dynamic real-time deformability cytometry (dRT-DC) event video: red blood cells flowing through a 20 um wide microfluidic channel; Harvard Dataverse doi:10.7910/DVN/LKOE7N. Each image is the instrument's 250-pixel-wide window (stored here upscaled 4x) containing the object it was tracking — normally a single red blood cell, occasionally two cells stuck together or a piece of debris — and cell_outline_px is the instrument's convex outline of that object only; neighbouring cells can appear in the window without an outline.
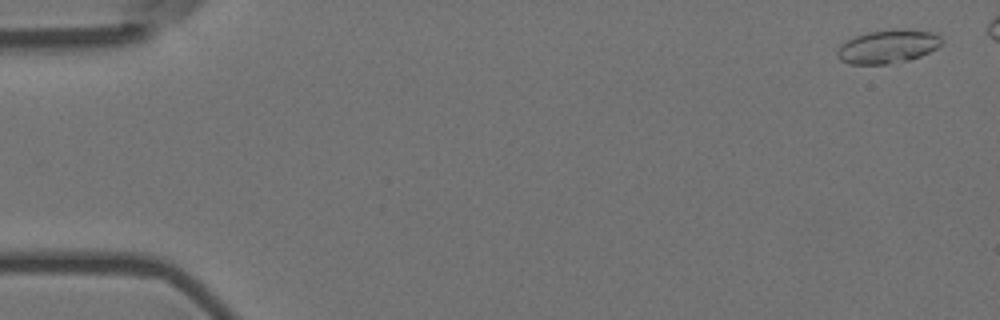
{"species": "Egyptian fruit bat (a non-hibernating species)", "species_latin": "Rousettus aegyptiacus", "temperature_condition": "room temperature", "stored_images_in_passage": 4, "camera_frame_rate_fps": 3000, "um_per_image_px": 0.085, "animal": {"sex": "female"}, "frame": {"image": 1, "passage_image": 1, "time_ms": 0.0, "image_size_px": [1000, 320], "cell_outline_px": [[940, 44], [936, 48], [920, 56], [908, 60], [888, 64], [848, 64], [840, 60], [836, 56], [836, 48], [840, 44], [856, 36], [868, 32], [892, 28], [904, 28], [936, 32], [940, 36]], "centroid_in_image_um": [75.43, 3.94], "position_along_channel_um": 9.6, "area_um2": 20.63}}